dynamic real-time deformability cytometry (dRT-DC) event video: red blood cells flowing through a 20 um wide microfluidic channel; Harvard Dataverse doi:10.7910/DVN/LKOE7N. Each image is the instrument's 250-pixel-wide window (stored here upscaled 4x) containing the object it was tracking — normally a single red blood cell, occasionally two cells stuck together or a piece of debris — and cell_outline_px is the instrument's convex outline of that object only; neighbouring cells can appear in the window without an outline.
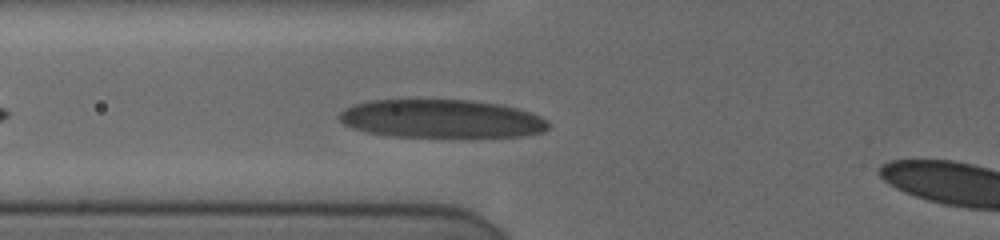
{"species": "human", "species_latin": "Homo sapiens", "temperature_condition": "cold", "stored_images_in_passage": 10, "camera_frame_rate_fps": 3000, "um_per_image_px": 0.085, "donor": {"sex": "female"}, "frame": {"image": 1, "passage_image": 9, "time_ms": 4.0, "image_size_px": [1000, 240], "cell_outline_px": [[548, 128], [544, 132], [524, 136], [388, 136], [368, 132], [352, 128], [344, 124], [340, 120], [340, 112], [344, 108], [352, 104], [368, 100], [472, 100], [500, 104], [516, 108], [540, 116], [548, 120]], "centroid_in_image_um": [37.5, 10.08], "position_along_channel_um": 88.3, "area_um2": 46.59}}